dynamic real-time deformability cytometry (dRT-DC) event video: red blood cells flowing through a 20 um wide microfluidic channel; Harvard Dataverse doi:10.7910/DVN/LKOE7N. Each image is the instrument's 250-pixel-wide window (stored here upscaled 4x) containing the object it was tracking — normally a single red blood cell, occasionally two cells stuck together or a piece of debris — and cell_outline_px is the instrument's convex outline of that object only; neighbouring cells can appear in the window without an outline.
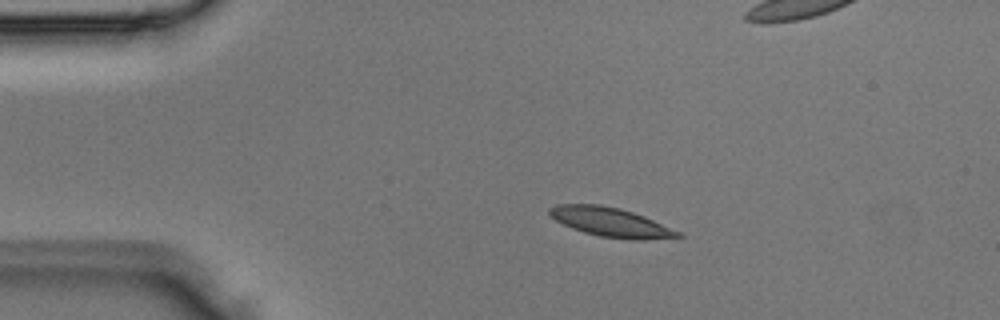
{"species": "Egyptian fruit bat (a non-hibernating species)", "species_latin": "Rousettus aegyptiacus", "temperature_condition": "room temperature", "stored_images_in_passage": 5, "camera_frame_rate_fps": 3000, "um_per_image_px": 0.085, "animal": {"sex": "male"}, "frame": {"image": 1, "passage_image": 3, "time_ms": 0.667, "image_size_px": [1000, 320], "cell_outline_px": [[684, 236], [644, 240], [632, 240], [600, 236], [584, 232], [572, 228], [556, 220], [548, 212], [548, 208], [556, 204], [600, 204], [620, 208], [644, 216], [680, 232]], "centroid_in_image_um": [51.9, 18.88], "position_along_channel_um": 33.1, "area_um2": 21.68}}